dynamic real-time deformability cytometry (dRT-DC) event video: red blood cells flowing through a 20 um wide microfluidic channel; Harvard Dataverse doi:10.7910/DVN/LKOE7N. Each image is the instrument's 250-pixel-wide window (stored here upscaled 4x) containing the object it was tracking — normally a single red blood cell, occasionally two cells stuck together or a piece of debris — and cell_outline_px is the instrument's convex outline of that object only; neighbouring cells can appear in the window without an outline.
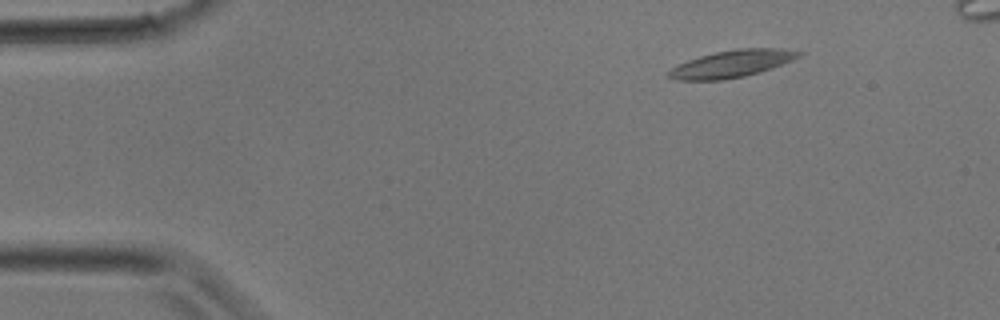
{"species": "common noctule bat (a hibernating species)", "species_latin": "Nyctalus noctula", "temperature_condition": "room temperature", "stored_images_in_passage": 28, "camera_frame_rate_fps": 3000, "um_per_image_px": 0.085, "animal": {"sex": "male", "body_mass_g": 17.9}, "frame": {"image": 1, "passage_image": 1, "time_ms": 0.0, "image_size_px": [1000, 320], "cell_outline_px": [[804, 52], [800, 56], [792, 60], [772, 68], [760, 72], [744, 76], [720, 80], [676, 80], [668, 76], [668, 72], [672, 68], [688, 60], [700, 56], [716, 52], [736, 48], [784, 48]], "centroid_in_image_um": [62.25, 5.41], "position_along_channel_um": 22.8, "area_um2": 20.46}}
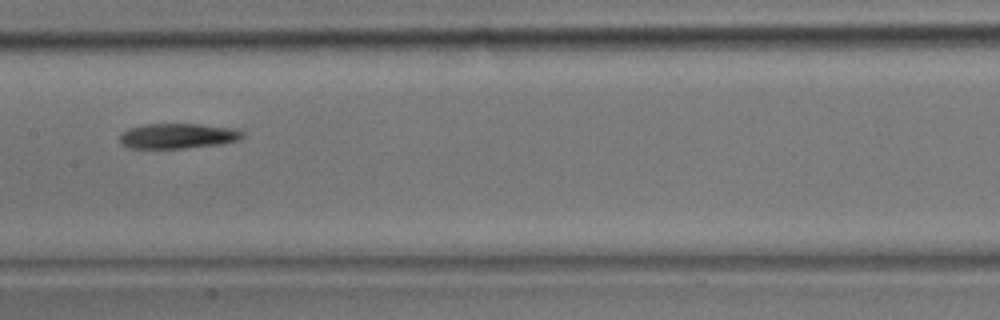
{"frame": {"image": 2, "passage_image": 13, "time_ms": 4.0, "image_size_px": [1000, 320], "cell_outline_px": [[244, 136], [240, 140], [220, 144], [184, 148], [128, 148], [120, 140], [120, 132], [128, 128], [144, 124], [200, 124], [236, 128], [244, 132]], "centroid_in_image_um": [15.14, 11.54], "position_along_channel_um": 192.3, "area_um2": 18.15}}
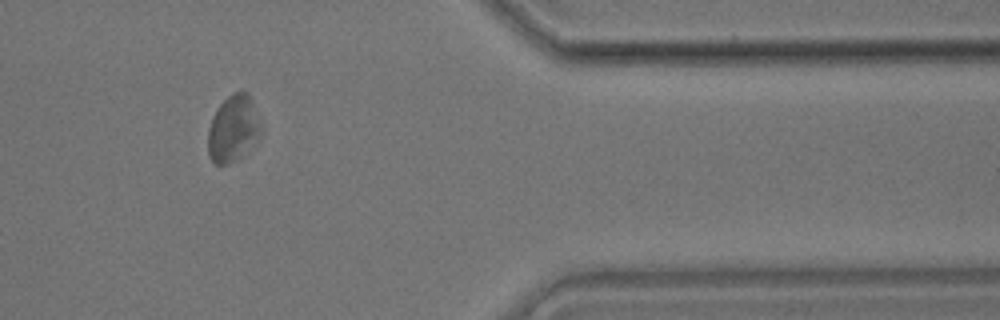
{"frame": {"image": 3, "passage_image": 24, "time_ms": 7.667, "image_size_px": [1000, 320], "cell_outline_px": [[264, 132], [240, 160], [228, 164], [216, 164], [208, 156], [208, 128], [212, 116], [220, 104], [232, 92], [248, 92], [252, 100], [264, 128]], "centroid_in_image_um": [19.86, 10.96], "position_along_channel_um": 391.5, "area_um2": 21.15}}